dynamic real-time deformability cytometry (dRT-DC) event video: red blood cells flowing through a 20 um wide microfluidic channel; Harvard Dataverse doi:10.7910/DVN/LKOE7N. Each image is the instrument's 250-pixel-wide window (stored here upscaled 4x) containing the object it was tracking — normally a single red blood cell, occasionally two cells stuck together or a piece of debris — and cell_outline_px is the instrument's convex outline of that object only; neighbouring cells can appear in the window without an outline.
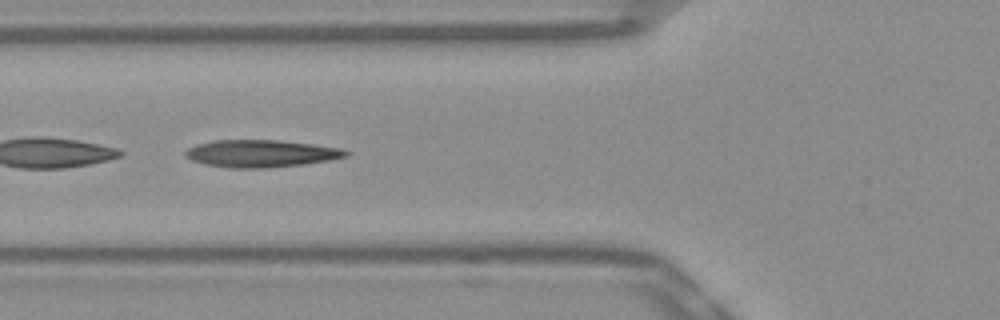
{"species": "Egyptian fruit bat (a non-hibernating species)", "species_latin": "Rousettus aegyptiacus", "temperature_condition": "warm", "stored_images_in_passage": 50, "camera_frame_rate_fps": 3000, "um_per_image_px": 0.085, "frame": {"image": 1, "passage_image": 18, "time_ms": 5.667, "image_size_px": [1000, 320], "cell_outline_px": [[352, 152], [348, 156], [328, 160], [304, 164], [268, 168], [232, 168], [204, 164], [192, 160], [184, 156], [184, 152], [188, 148], [196, 144], [216, 140], [280, 140], [312, 144], [340, 148]], "centroid_in_image_um": [22.18, 13.05], "position_along_channel_um": 103.6, "area_um2": 25.61}}
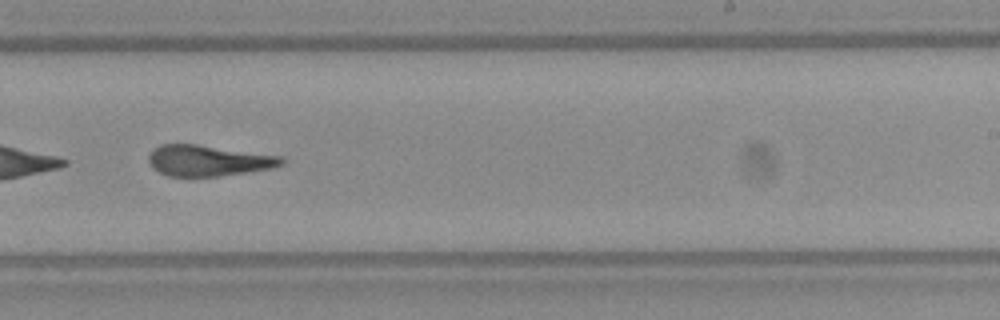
{"frame": {"image": 2, "passage_image": 31, "time_ms": 10.0, "image_size_px": [1000, 320], "cell_outline_px": [[284, 164], [272, 168], [216, 176], [168, 176], [152, 168], [148, 160], [148, 156], [152, 148], [160, 144], [196, 144], [284, 156]], "centroid_in_image_um": [17.69, 13.63], "position_along_channel_um": 271.3, "area_um2": 23.99}}
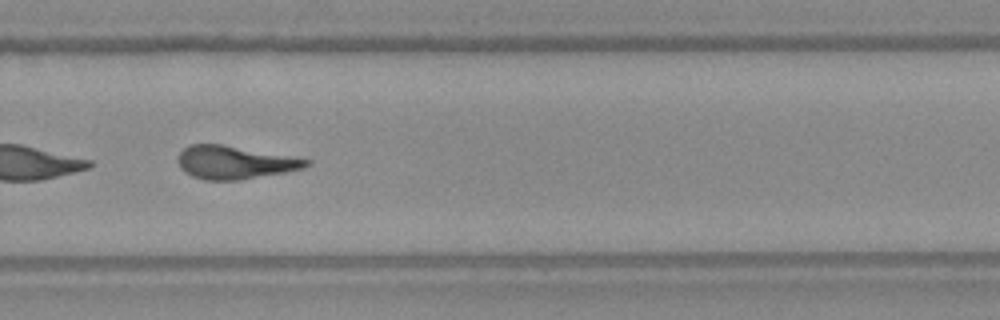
{"frame": {"image": 3, "passage_image": 34, "time_ms": 11.0, "image_size_px": [1000, 320], "cell_outline_px": [[312, 164], [304, 168], [284, 172], [240, 180], [204, 180], [192, 176], [180, 168], [176, 160], [176, 156], [184, 148], [192, 144], [220, 144], [312, 160]], "centroid_in_image_um": [19.91, 13.81], "position_along_channel_um": 309.9, "area_um2": 24.62}, "authors_computed_cell_mechanics": {"area_um2": 25.5765, "velocity_mm_per_s": 3.8597, "shape_relaxation_time_tau1_ms": null, "shape_relaxation_time_tau2_ms": 2.2824, "deformation_change_tau1": null, "deformation_change_tau2": 0.1397}}